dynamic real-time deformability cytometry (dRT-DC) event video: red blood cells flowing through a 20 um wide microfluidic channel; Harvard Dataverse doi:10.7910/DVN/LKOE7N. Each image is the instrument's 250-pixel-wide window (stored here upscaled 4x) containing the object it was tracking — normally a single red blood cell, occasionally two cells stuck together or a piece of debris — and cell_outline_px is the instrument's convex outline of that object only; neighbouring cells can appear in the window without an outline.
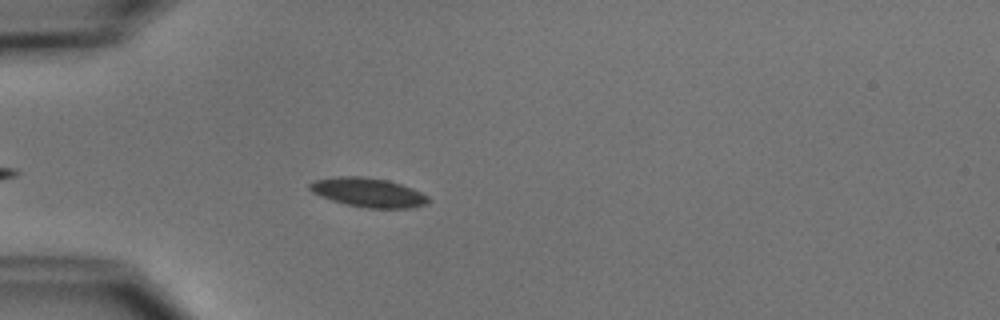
{"species": "common noctule bat (a hibernating species)", "species_latin": "Nyctalus noctula", "temperature_condition": "cold", "stored_images_in_passage": 34, "camera_frame_rate_fps": 3000, "um_per_image_px": 0.085, "animal": {"sex": "male", "body_mass_g": 15.6}, "frame": {"image": 1, "passage_image": 6, "time_ms": 1.667, "image_size_px": [1000, 320], "cell_outline_px": [[432, 200], [428, 204], [408, 208], [368, 208], [344, 204], [320, 196], [312, 192], [308, 188], [308, 184], [316, 180], [336, 176], [360, 176], [388, 180], [412, 188], [428, 196]], "centroid_in_image_um": [31.31, 16.36], "position_along_channel_um": 53.7, "area_um2": 20.23}}
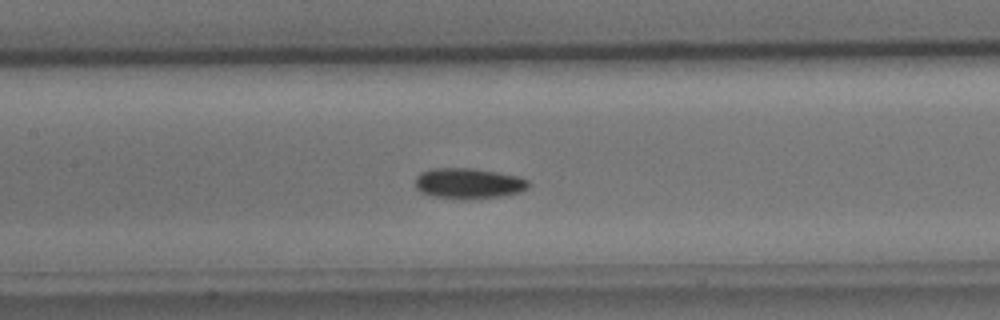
{"frame": {"image": 2, "passage_image": 16, "time_ms": 5.0, "image_size_px": [1000, 320], "cell_outline_px": [[528, 188], [520, 192], [500, 196], [468, 200], [432, 196], [420, 192], [416, 188], [416, 176], [420, 172], [432, 168], [472, 168], [520, 176], [528, 180]], "centroid_in_image_um": [39.81, 15.59], "position_along_channel_um": 167.6, "area_um2": 20.35}}
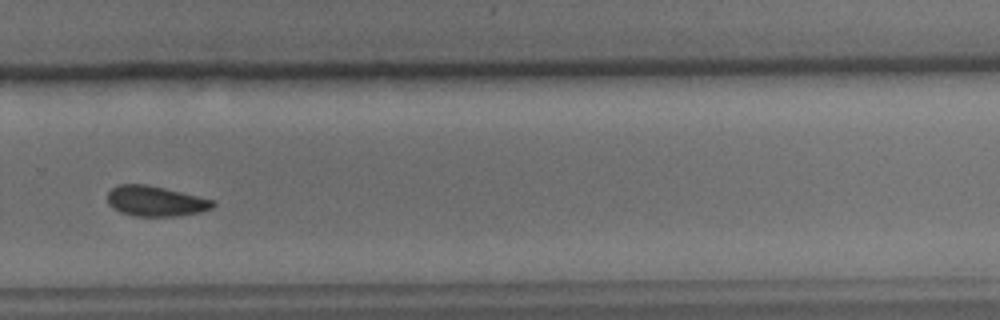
{"frame": {"image": 3, "passage_image": 28, "time_ms": 9.0, "image_size_px": [1000, 320], "cell_outline_px": [[216, 204], [212, 208], [200, 212], [176, 216], [136, 216], [120, 212], [112, 208], [108, 204], [108, 192], [116, 184], [144, 184], [164, 188], [212, 200]], "centroid_in_image_um": [13.17, 17.1], "position_along_channel_um": 316.6, "area_um2": 18.44}, "authors_computed_cell_mechanics": {"area_um2": 19.3052, "velocity_mm_per_s": 3.7418, "shape_relaxation_time_tau1_ms": 1.4326, "shape_relaxation_time_tau2_ms": null, "deformation_change_tau1": 0.0724, "deformation_change_tau2": null}}